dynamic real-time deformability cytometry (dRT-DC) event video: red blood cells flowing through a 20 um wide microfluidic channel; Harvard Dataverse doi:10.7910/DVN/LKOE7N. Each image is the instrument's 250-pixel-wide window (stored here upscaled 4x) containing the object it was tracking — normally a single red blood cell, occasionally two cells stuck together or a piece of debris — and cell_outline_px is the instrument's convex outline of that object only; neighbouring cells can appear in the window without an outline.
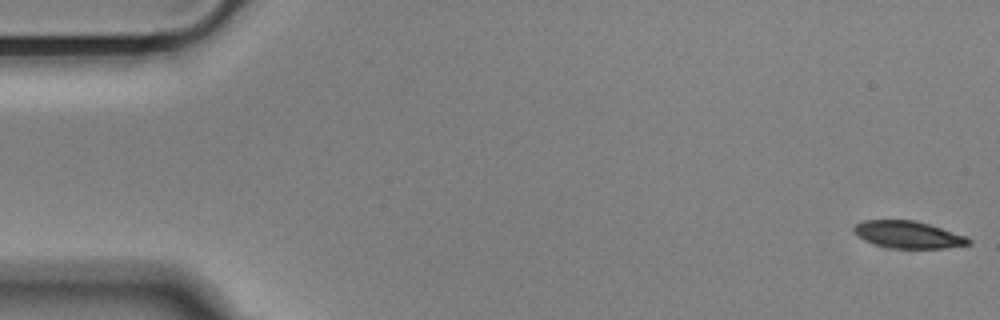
{"species": "Egyptian fruit bat (a non-hibernating species)", "species_latin": "Rousettus aegyptiacus", "temperature_condition": "cold", "stored_images_in_passage": 55, "camera_frame_rate_fps": 3000, "um_per_image_px": 0.085, "animal": {"sex": "male"}, "frame": {"image": 1, "passage_image": 1, "time_ms": 0.0, "image_size_px": [1000, 320], "cell_outline_px": [[972, 244], [944, 248], [888, 248], [864, 240], [852, 228], [856, 224], [864, 220], [912, 220], [928, 224], [968, 236], [972, 240]], "centroid_in_image_um": [77.25, 19.95], "position_along_channel_um": 7.8, "area_um2": 18.03}}
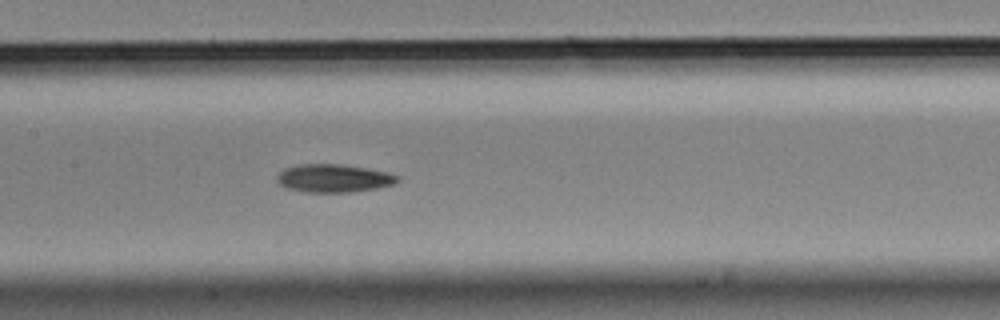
{"frame": {"image": 2, "passage_image": 26, "time_ms": 8.333, "image_size_px": [1000, 320], "cell_outline_px": [[400, 180], [396, 184], [376, 188], [352, 192], [304, 192], [288, 188], [280, 184], [276, 180], [276, 176], [284, 168], [300, 164], [344, 164], [368, 168], [388, 172], [400, 176]], "centroid_in_image_um": [28.4, 15.14], "position_along_channel_um": 179.0, "area_um2": 19.94}}
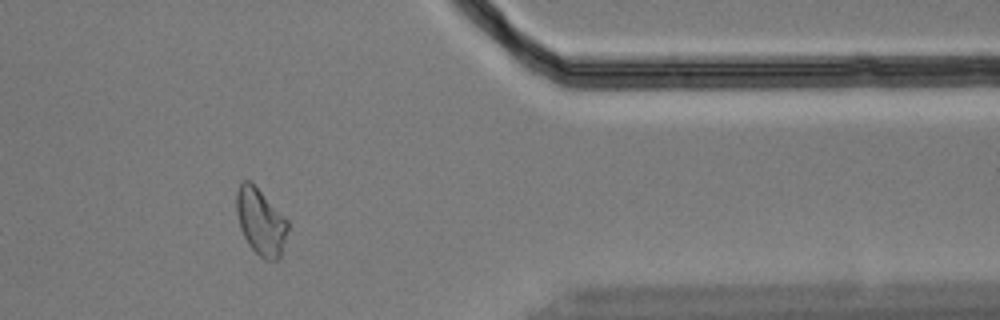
{"frame": {"image": 3, "passage_image": 45, "time_ms": 14.667, "image_size_px": [1000, 320], "cell_outline_px": [[288, 228], [280, 260], [264, 260], [248, 244], [240, 228], [236, 212], [236, 192], [240, 184], [244, 180], [248, 180], [288, 220]], "centroid_in_image_um": [22.16, 18.89], "position_along_channel_um": 389.2, "area_um2": 19.59}, "authors_computed_cell_mechanics": {"area_um2": 19.8832, "velocity_mm_per_s": 3.6424, "shape_relaxation_time_tau1_ms": 6.545, "shape_relaxation_time_tau2_ms": null, "deformation_change_tau1": 0.1678, "deformation_change_tau2": null}}